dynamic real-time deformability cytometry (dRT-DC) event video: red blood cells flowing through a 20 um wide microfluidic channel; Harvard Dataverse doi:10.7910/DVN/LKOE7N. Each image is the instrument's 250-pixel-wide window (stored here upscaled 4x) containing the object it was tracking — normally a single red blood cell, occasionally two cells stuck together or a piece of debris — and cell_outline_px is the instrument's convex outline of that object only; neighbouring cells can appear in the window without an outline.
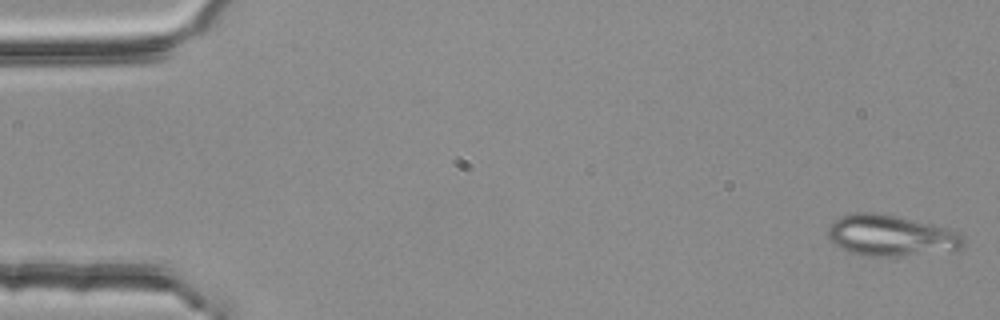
{"species": "common noctule bat (a hibernating species)", "species_latin": "Nyctalus noctula", "temperature_condition": "room temperature", "stored_images_in_passage": 5, "camera_frame_rate_fps": 3000, "um_per_image_px": 0.085, "animal": {"sex": "female", "body_mass_g": 25.1}, "frame": {"image": 1, "passage_image": 1, "time_ms": 0.0, "image_size_px": [1000, 320], "cell_outline_px": [[964, 244], [960, 248], [900, 256], [864, 256], [848, 252], [840, 248], [828, 236], [828, 228], [840, 216], [848, 212], [876, 212], [896, 216], [948, 228], [964, 236]], "centroid_in_image_um": [75.67, 20.01], "position_along_channel_um": 9.3, "area_um2": 32.08}}